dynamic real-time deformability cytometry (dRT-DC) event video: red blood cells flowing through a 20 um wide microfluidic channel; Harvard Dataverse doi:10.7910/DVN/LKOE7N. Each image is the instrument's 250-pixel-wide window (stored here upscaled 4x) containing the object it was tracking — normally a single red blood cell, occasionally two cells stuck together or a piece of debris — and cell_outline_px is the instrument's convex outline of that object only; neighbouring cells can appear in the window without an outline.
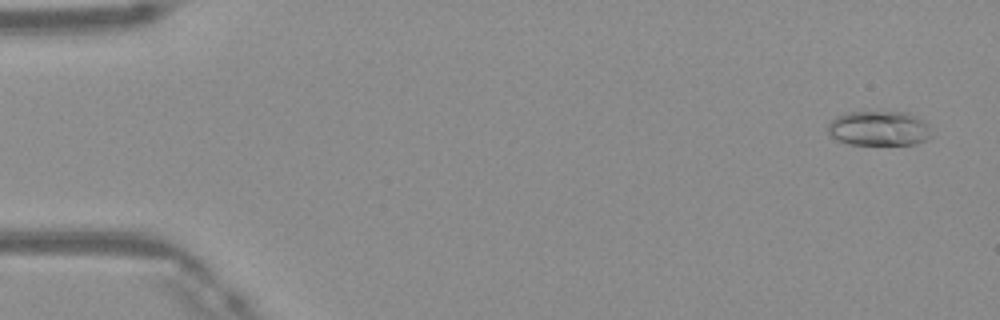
{"species": "Egyptian fruit bat (a non-hibernating species)", "species_latin": "Rousettus aegyptiacus", "temperature_condition": "warm", "stored_images_in_passage": 48, "camera_frame_rate_fps": 3000, "um_per_image_px": 0.085, "frame": {"image": 1, "passage_image": 2, "time_ms": 0.333, "image_size_px": [1000, 320], "cell_outline_px": [[932, 136], [928, 140], [916, 144], [848, 144], [836, 140], [828, 132], [828, 124], [836, 116], [848, 112], [908, 112], [924, 120], [928, 124]], "centroid_in_image_um": [74.74, 10.91], "position_along_channel_um": 10.3, "area_um2": 21.15}}
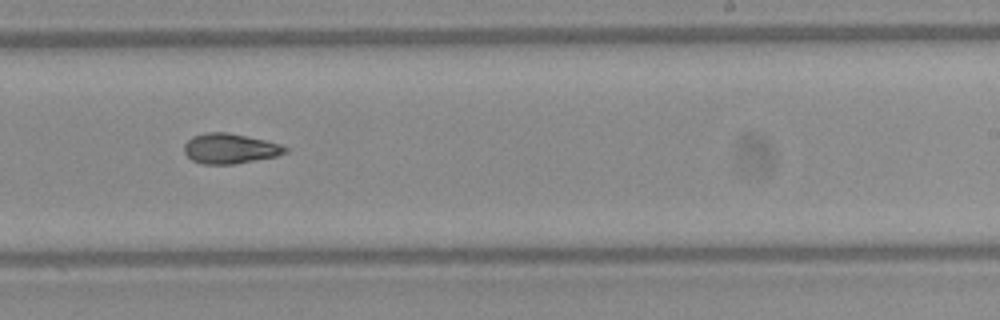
{"frame": {"image": 2, "passage_image": 30, "time_ms": 9.667, "image_size_px": [1000, 320], "cell_outline_px": [[288, 152], [276, 156], [232, 164], [200, 164], [192, 160], [184, 152], [184, 144], [192, 136], [204, 132], [228, 132], [264, 140], [280, 144], [288, 148]], "centroid_in_image_um": [19.51, 12.62], "position_along_channel_um": 269.5, "area_um2": 17.69}}
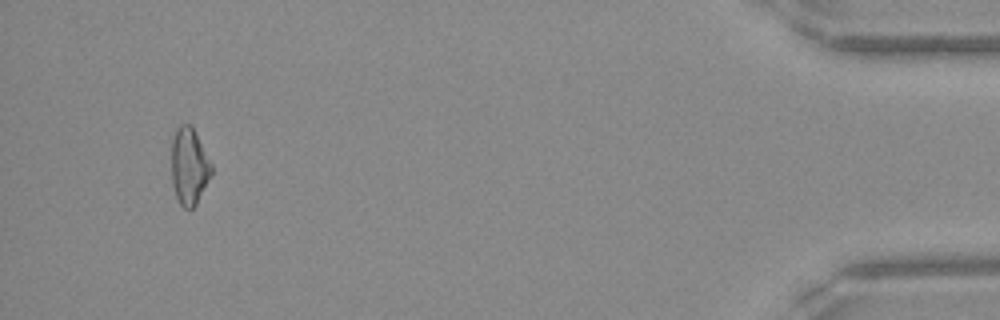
{"frame": {"image": 3, "passage_image": 46, "time_ms": 15.0, "image_size_px": [1000, 320], "cell_outline_px": [[212, 172], [196, 204], [192, 208], [184, 208], [180, 204], [176, 196], [172, 184], [172, 140], [176, 128], [180, 124], [192, 124], [212, 164]], "centroid_in_image_um": [16.07, 14.09], "position_along_channel_um": 419.1, "area_um2": 17.86}, "authors_computed_cell_mechanics": {"area_um2": 17.8891, "velocity_mm_per_s": 4.1886, "shape_relaxation_time_tau1_ms": null, "shape_relaxation_time_tau2_ms": 8.0418, "deformation_change_tau1": null, "deformation_change_tau2": 0.1588}}